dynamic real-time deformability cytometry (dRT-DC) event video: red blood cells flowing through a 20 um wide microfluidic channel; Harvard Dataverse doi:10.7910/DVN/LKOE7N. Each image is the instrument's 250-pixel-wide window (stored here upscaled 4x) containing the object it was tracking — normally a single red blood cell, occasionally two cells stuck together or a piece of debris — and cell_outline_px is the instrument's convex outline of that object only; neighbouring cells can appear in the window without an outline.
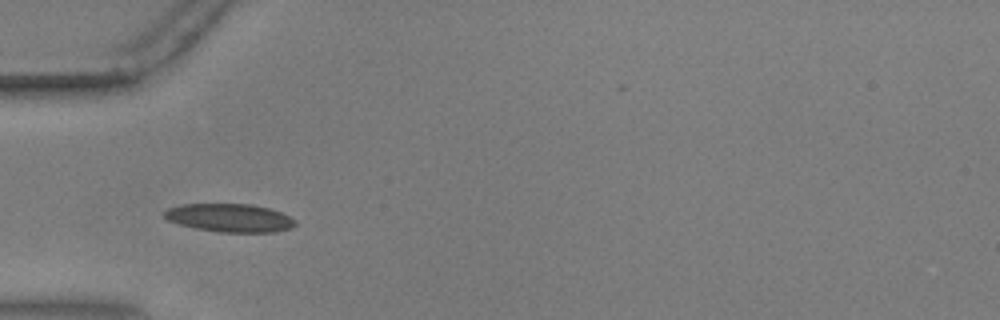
{"species": "common noctule bat (a hibernating species)", "species_latin": "Nyctalus noctula", "temperature_condition": "warm", "stored_images_in_passage": 37, "camera_frame_rate_fps": 3000, "um_per_image_px": 0.085, "animal": {"sex": "male", "body_mass_g": 17.9, "forearm_length_mm": 54.2}, "frame": {"image": 1, "passage_image": 7, "time_ms": 2.0, "image_size_px": [1000, 320], "cell_outline_px": [[296, 224], [292, 228], [276, 232], [220, 232], [196, 228], [180, 224], [168, 220], [164, 216], [164, 212], [168, 208], [180, 204], [252, 204], [268, 208], [280, 212], [296, 220]], "centroid_in_image_um": [19.54, 18.51], "position_along_channel_um": 65.5, "area_um2": 21.5}}
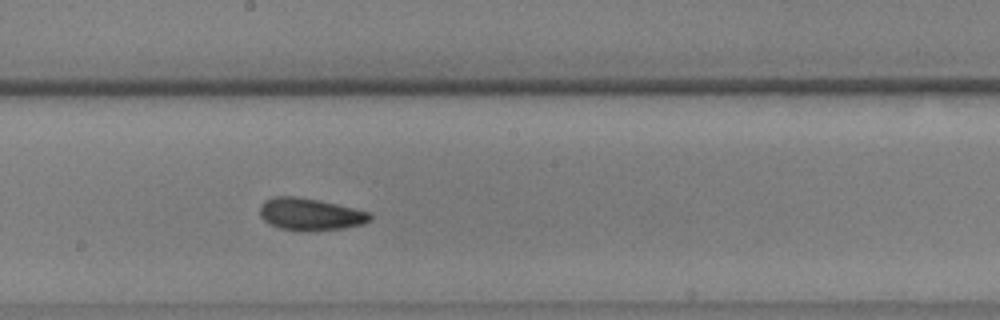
{"frame": {"image": 2, "passage_image": 20, "time_ms": 6.333, "image_size_px": [1000, 320], "cell_outline_px": [[372, 220], [364, 224], [344, 228], [308, 232], [296, 232], [280, 228], [268, 224], [260, 216], [260, 208], [264, 200], [272, 196], [296, 196], [320, 200], [372, 212]], "centroid_in_image_um": [26.38, 18.22], "position_along_channel_um": 221.8, "area_um2": 21.27}}
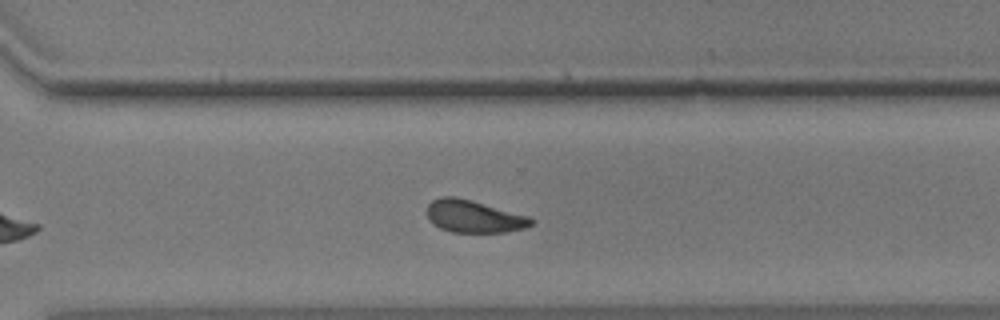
{"frame": {"image": 3, "passage_image": 29, "time_ms": 9.333, "image_size_px": [1000, 320], "cell_outline_px": [[536, 220], [532, 224], [524, 228], [504, 232], [452, 232], [440, 228], [432, 224], [428, 220], [428, 204], [432, 200], [440, 196], [456, 196], [472, 200], [528, 216]], "centroid_in_image_um": [40.25, 18.39], "position_along_channel_um": 330.3, "area_um2": 19.71}, "authors_computed_cell_mechanics": {"area_um2": 20.4034, "velocity_mm_per_s": 3.6223, "shape_relaxation_time_tau1_ms": 3.1451, "shape_relaxation_time_tau2_ms": 3.8769, "deformation_change_tau1": 0.1287, "deformation_change_tau2": 0.0825}}